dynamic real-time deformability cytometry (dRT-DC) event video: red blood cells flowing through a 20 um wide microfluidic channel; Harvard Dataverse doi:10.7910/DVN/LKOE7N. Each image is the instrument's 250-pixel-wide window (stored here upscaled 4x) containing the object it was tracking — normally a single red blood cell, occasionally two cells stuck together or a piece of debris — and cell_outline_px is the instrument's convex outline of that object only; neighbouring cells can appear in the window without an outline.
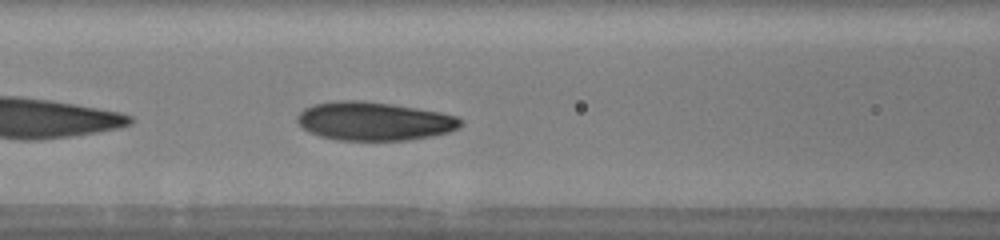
{"species": "human", "species_latin": "Homo sapiens", "temperature_condition": "warm", "stored_images_in_passage": 35, "camera_frame_rate_fps": 3000, "um_per_image_px": 0.085, "donor": {"sex": "male"}, "frame": {"image": 1, "passage_image": 6, "time_ms": 1.667, "image_size_px": [1000, 240], "cell_outline_px": [[464, 124], [460, 128], [448, 132], [432, 136], [408, 140], [340, 140], [320, 136], [308, 132], [296, 120], [296, 116], [304, 108], [312, 104], [340, 100], [360, 100], [392, 104], [440, 112], [456, 116], [464, 120]], "centroid_in_image_um": [31.82, 10.3], "position_along_channel_um": 134.8, "area_um2": 36.88}}
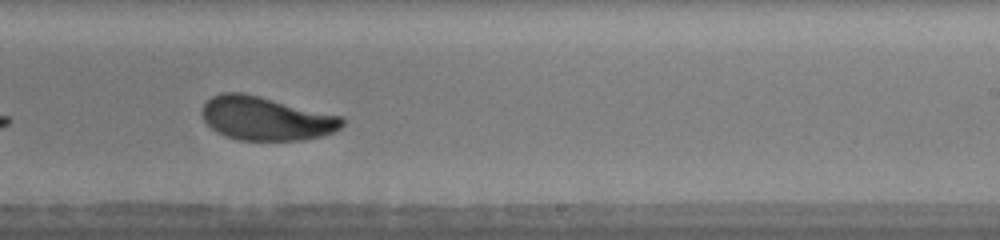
{"frame": {"image": 2, "passage_image": 16, "time_ms": 5.0, "image_size_px": [1000, 240], "cell_outline_px": [[344, 124], [340, 128], [332, 132], [320, 136], [300, 140], [236, 140], [224, 136], [216, 132], [204, 120], [200, 112], [204, 104], [212, 96], [220, 92], [244, 92], [340, 116], [344, 120]], "centroid_in_image_um": [22.55, 10.06], "position_along_channel_um": 266.4, "area_um2": 35.6}, "authors_computed_cell_mechanics": {"area_um2": 35.6048, "velocity_mm_per_s": 3.9602, "shape_relaxation_time_tau1_ms": 2.9973, "shape_relaxation_time_tau2_ms": 1.6517, "deformation_change_tau1": 0.1462, "deformation_change_tau2": 0.0686}}